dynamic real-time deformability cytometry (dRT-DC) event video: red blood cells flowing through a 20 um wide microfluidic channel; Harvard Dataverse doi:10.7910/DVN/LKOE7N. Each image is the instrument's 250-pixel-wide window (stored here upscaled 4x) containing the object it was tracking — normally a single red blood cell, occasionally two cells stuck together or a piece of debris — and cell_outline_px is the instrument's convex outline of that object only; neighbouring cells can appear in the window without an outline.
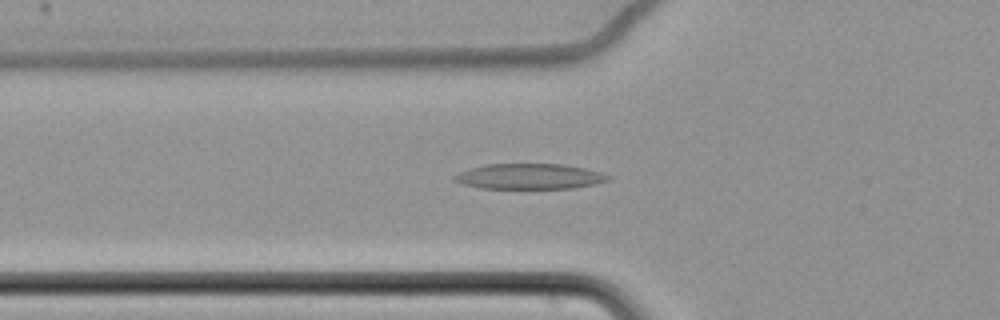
{"species": "common noctule bat (a hibernating species)", "species_latin": "Nyctalus noctula", "temperature_condition": "cold", "stored_images_in_passage": 64, "camera_frame_rate_fps": 3000, "um_per_image_px": 0.085, "animal": {"sex": "female", "body_mass_g": 22.7, "forearm_length_mm": 54.2}, "frame": {"image": 1, "passage_image": 26, "time_ms": 8.333, "image_size_px": [1000, 320], "cell_outline_px": [[612, 176], [608, 180], [596, 184], [572, 188], [480, 188], [464, 184], [452, 180], [452, 176], [460, 172], [472, 168], [488, 164], [564, 164], [584, 168], [600, 172]], "centroid_in_image_um": [45.02, 14.99], "position_along_channel_um": 80.8, "area_um2": 22.66}}
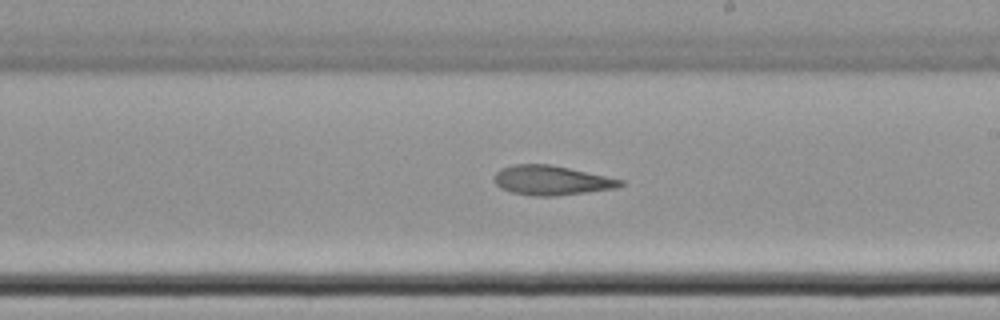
{"frame": {"image": 2, "passage_image": 40, "time_ms": 13.0, "image_size_px": [1000, 320], "cell_outline_px": [[624, 184], [616, 188], [556, 196], [536, 196], [512, 192], [500, 188], [492, 180], [496, 172], [500, 168], [512, 164], [552, 164], [624, 180]], "centroid_in_image_um": [46.84, 15.32], "position_along_channel_um": 242.2, "area_um2": 21.79}}
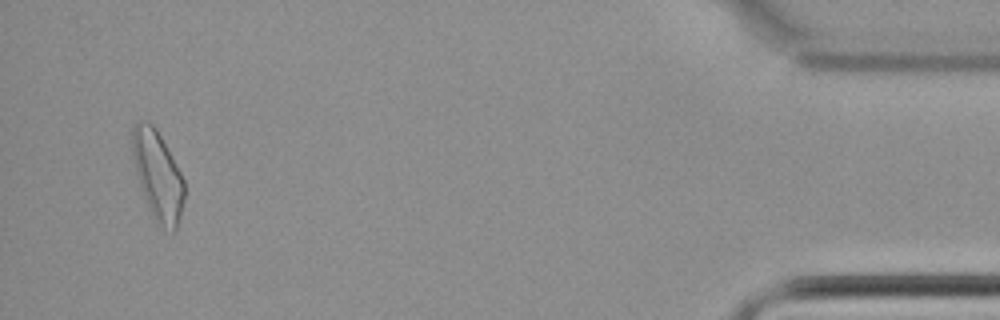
{"frame": {"image": 3, "passage_image": 62, "time_ms": 20.333, "image_size_px": [1000, 320], "cell_outline_px": [[184, 200], [180, 220], [176, 232], [172, 232], [160, 224], [152, 216], [148, 208], [140, 184], [132, 156], [128, 132], [140, 120], [152, 124], [156, 128], [180, 172], [184, 180]], "centroid_in_image_um": [13.39, 14.89], "position_along_channel_um": 421.8, "area_um2": 26.99}, "authors_computed_cell_mechanics": {"area_um2": 23.12, "velocity_mm_per_s": 3.4684, "shape_relaxation_time_tau1_ms": null, "shape_relaxation_time_tau2_ms": 5.0691, "deformation_change_tau1": null, "deformation_change_tau2": 0.1297}}